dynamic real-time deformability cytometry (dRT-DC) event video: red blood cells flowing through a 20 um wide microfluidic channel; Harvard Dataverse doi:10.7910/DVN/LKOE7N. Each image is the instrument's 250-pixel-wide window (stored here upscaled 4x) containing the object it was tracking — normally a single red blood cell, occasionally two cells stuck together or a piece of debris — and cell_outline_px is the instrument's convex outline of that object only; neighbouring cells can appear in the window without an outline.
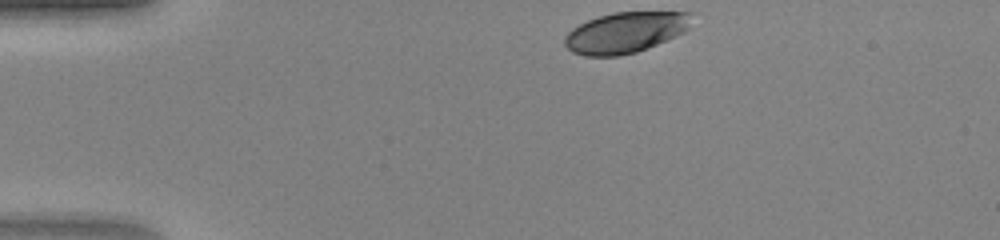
{"species": "human", "species_latin": "Homo sapiens", "temperature_condition": "warm", "stored_images_in_passage": 32, "camera_frame_rate_fps": 3000, "um_per_image_px": 0.085, "donor": {"sex": "female"}, "frame": {"image": 1, "passage_image": 1, "time_ms": 0.0, "image_size_px": [1000, 240], "cell_outline_px": [[692, 12], [688, 28], [684, 32], [676, 36], [636, 52], [616, 56], [584, 56], [572, 52], [564, 44], [564, 36], [572, 28], [596, 16], [612, 12]], "centroid_in_image_um": [53.11, 2.76], "position_along_channel_um": 31.9, "area_um2": 30.11}}
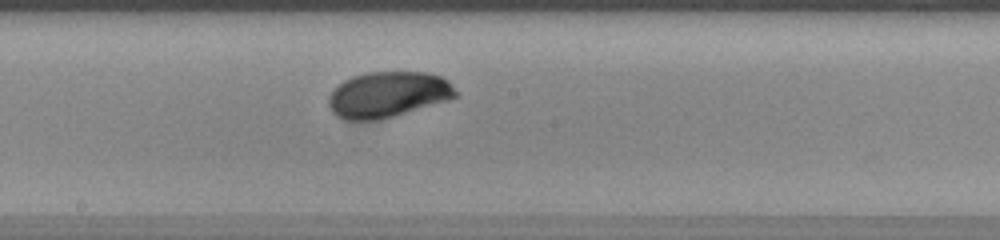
{"frame": {"image": 2, "passage_image": 18, "time_ms": 5.667, "image_size_px": [1000, 240], "cell_outline_px": [[456, 96], [448, 100], [380, 120], [344, 120], [336, 116], [332, 112], [328, 104], [328, 96], [344, 80], [352, 76], [368, 72], [428, 72], [440, 76], [448, 80], [456, 92]], "centroid_in_image_um": [32.95, 8.04], "position_along_channel_um": 215.3, "area_um2": 33.81}}
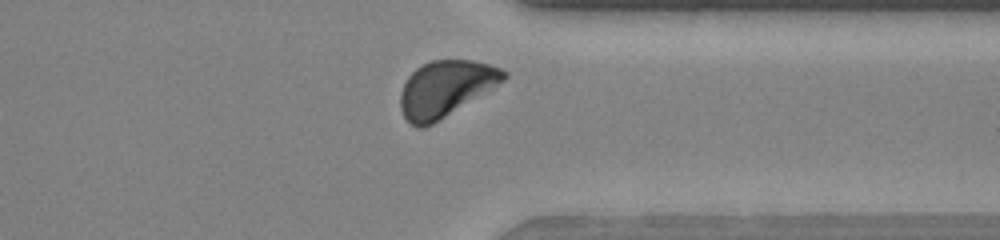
{"frame": {"image": 3, "passage_image": 29, "time_ms": 9.333, "image_size_px": [1000, 240], "cell_outline_px": [[508, 76], [504, 80], [432, 124], [424, 128], [416, 128], [404, 116], [400, 108], [400, 92], [408, 76], [416, 68], [432, 60], [472, 60], [488, 64], [500, 68], [508, 72]], "centroid_in_image_um": [37.84, 7.52], "position_along_channel_um": 373.6, "area_um2": 33.12}}